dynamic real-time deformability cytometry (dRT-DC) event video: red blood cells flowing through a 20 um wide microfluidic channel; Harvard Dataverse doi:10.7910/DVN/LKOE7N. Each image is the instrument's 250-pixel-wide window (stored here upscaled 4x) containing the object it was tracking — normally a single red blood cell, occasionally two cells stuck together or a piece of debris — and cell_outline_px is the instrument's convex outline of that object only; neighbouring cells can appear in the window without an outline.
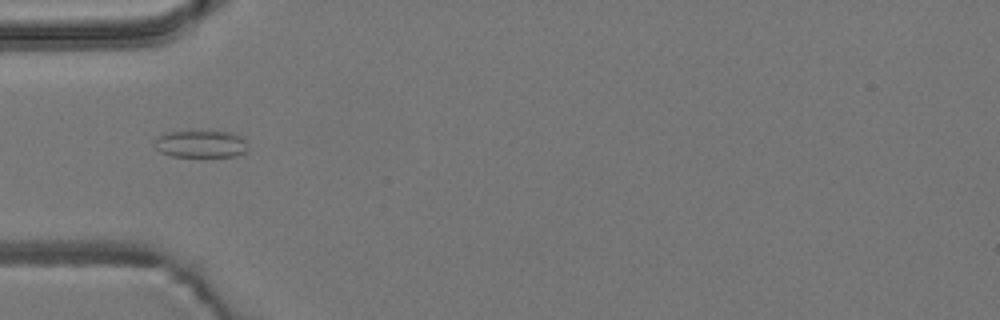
{"species": "common noctule bat (a hibernating species)", "species_latin": "Nyctalus noctula", "temperature_condition": "room temperature", "stored_images_in_passage": 5, "camera_frame_rate_fps": 3000, "um_per_image_px": 0.085, "animal": {"sex": "male", "body_mass_g": 19.2, "forearm_length_mm": 51.8}, "frame": {"image": 1, "passage_image": 2, "time_ms": 0.333, "image_size_px": [1000, 320], "cell_outline_px": [[248, 148], [244, 152], [236, 156], [172, 156], [160, 152], [152, 144], [156, 136], [168, 132], [228, 132], [240, 136], [244, 140]], "centroid_in_image_um": [17.01, 12.24], "position_along_channel_um": 68.0, "area_um2": 14.62}}